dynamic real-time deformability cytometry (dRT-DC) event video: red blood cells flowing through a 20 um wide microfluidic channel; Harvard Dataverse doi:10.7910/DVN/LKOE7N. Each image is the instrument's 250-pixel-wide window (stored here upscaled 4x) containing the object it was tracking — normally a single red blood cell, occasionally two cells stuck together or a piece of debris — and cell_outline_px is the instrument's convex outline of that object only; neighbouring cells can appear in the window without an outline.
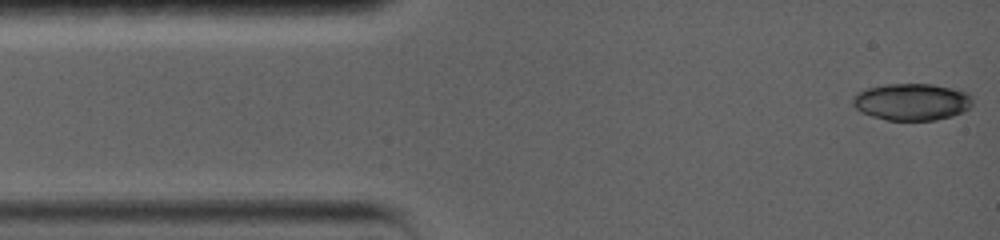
{"species": "common noctule bat (a hibernating species)", "species_latin": "Nyctalus noctula", "temperature_condition": "warm", "stored_images_in_passage": 16, "camera_frame_rate_fps": 5000, "um_per_image_px": 0.085, "animal": {"sex": "female", "body_mass_g": 19.0, "forearm_length_mm": 56.7}, "frame": {"image": 1, "passage_image": 1, "time_ms": 0.0, "image_size_px": [1000, 240], "cell_outline_px": [[972, 104], [968, 108], [952, 116], [936, 120], [888, 120], [872, 116], [860, 112], [852, 104], [852, 96], [856, 92], [864, 88], [884, 84], [932, 84], [952, 88], [968, 92], [972, 96]], "centroid_in_image_um": [77.46, 8.64], "position_along_channel_um": 7.5, "area_um2": 26.01}}
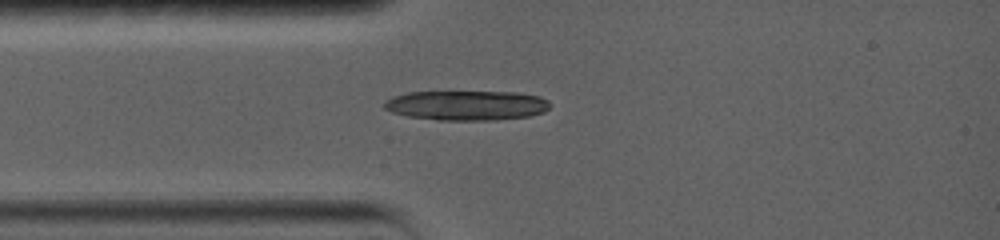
{"frame": {"image": 2, "passage_image": 16, "time_ms": 3.0, "image_size_px": [1000, 240], "cell_outline_px": [[552, 104], [544, 112], [532, 116], [492, 120], [440, 120], [408, 116], [392, 112], [384, 108], [384, 100], [392, 96], [408, 92], [520, 92], [540, 96], [548, 100]], "centroid_in_image_um": [39.69, 8.95], "position_along_channel_um": 45.3, "area_um2": 28.96}}